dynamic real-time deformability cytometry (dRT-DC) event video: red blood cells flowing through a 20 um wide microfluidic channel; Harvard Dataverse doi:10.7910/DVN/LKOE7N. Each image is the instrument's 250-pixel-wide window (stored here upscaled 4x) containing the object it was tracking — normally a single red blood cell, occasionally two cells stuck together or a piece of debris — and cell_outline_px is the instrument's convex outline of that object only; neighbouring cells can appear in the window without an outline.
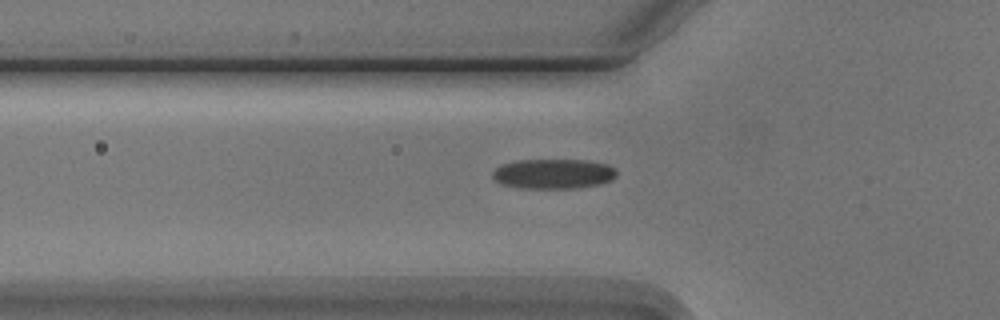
{"species": "Egyptian fruit bat (a non-hibernating species)", "species_latin": "Rousettus aegyptiacus", "temperature_condition": "cold", "stored_images_in_passage": 7, "camera_frame_rate_fps": 3000, "um_per_image_px": 0.085, "animal": {"sex": "male"}, "frame": {"image": 1, "passage_image": 7, "time_ms": 7.0, "image_size_px": [1000, 320], "cell_outline_px": [[616, 176], [612, 180], [600, 184], [576, 188], [520, 188], [500, 184], [492, 176], [492, 172], [500, 164], [516, 160], [588, 160], [608, 164], [616, 168]], "centroid_in_image_um": [47.04, 14.77], "position_along_channel_um": 78.8, "area_um2": 21.85}}